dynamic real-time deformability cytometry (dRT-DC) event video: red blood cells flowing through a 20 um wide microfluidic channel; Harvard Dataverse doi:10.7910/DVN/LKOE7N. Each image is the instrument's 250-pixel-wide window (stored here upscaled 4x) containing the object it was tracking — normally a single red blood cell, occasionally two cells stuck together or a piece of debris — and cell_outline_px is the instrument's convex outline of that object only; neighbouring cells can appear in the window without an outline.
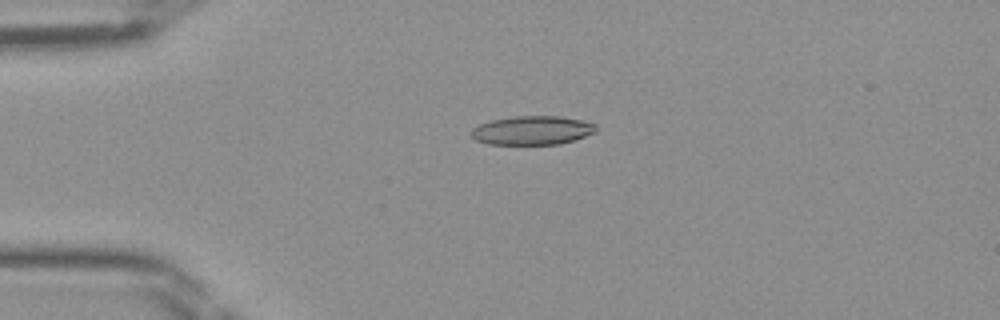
{"species": "Egyptian fruit bat (a non-hibernating species)", "species_latin": "Rousettus aegyptiacus", "temperature_condition": "room temperature", "stored_images_in_passage": 46, "camera_frame_rate_fps": 3000, "um_per_image_px": 0.085, "frame": {"image": 1, "passage_image": 11, "time_ms": 3.333, "image_size_px": [1000, 320], "cell_outline_px": [[596, 132], [560, 144], [488, 144], [476, 140], [468, 132], [472, 128], [480, 124], [492, 120], [516, 116], [560, 116], [580, 120], [596, 124]], "centroid_in_image_um": [45.21, 11.08], "position_along_channel_um": 39.8, "area_um2": 20.87}}
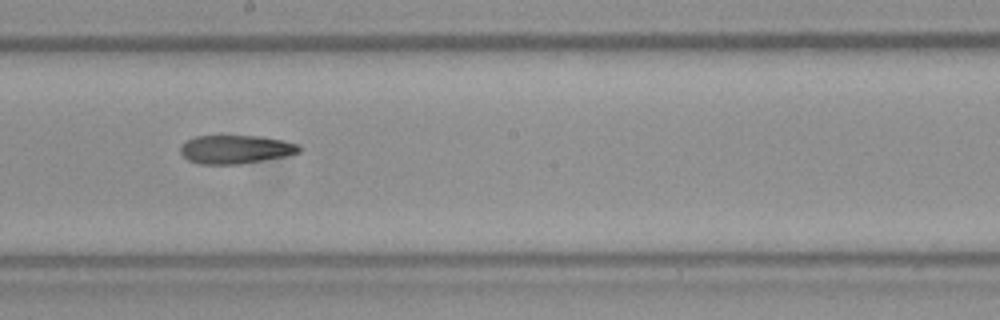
{"frame": {"image": 2, "passage_image": 26, "time_ms": 8.333, "image_size_px": [1000, 320], "cell_outline_px": [[304, 148], [300, 152], [288, 156], [240, 164], [200, 164], [188, 160], [180, 152], [180, 144], [196, 136], [260, 136], [284, 140], [300, 144]], "centroid_in_image_um": [20.09, 12.69], "position_along_channel_um": 228.1, "area_um2": 20.0}}
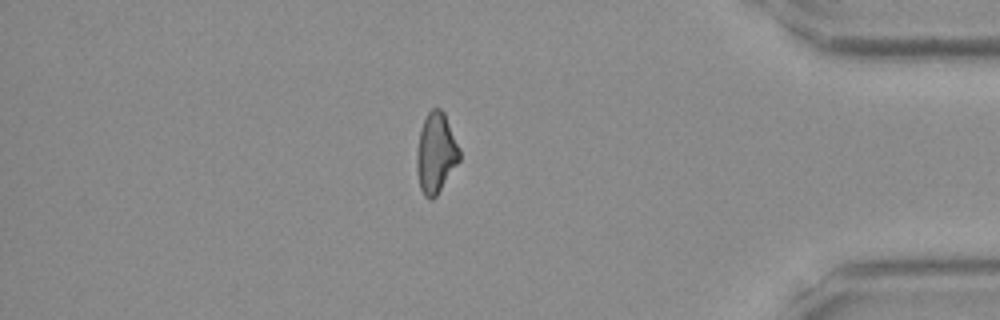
{"frame": {"image": 3, "passage_image": 40, "time_ms": 13.0, "image_size_px": [1000, 320], "cell_outline_px": [[460, 160], [436, 196], [432, 200], [428, 200], [424, 196], [420, 188], [416, 168], [416, 152], [420, 128], [428, 112], [432, 108], [440, 108], [444, 112], [460, 148]], "centroid_in_image_um": [37.04, 13.01], "position_along_channel_um": 398.2, "area_um2": 20.17}}